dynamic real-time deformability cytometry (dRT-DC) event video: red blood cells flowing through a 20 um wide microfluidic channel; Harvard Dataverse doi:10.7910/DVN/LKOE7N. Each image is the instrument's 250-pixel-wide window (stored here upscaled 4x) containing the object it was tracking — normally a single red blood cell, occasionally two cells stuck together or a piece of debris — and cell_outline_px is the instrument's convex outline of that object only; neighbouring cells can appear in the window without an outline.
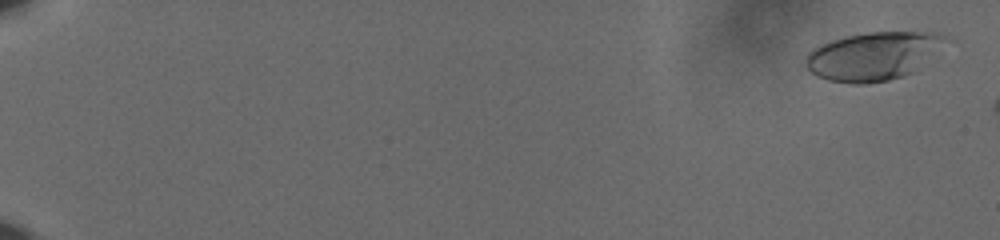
{"species": "human", "species_latin": "Homo sapiens", "temperature_condition": "cold", "stored_images_in_passage": 21, "camera_frame_rate_fps": 3000, "um_per_image_px": 0.085, "donor": {"sex": "male"}, "frame": {"image": 1, "passage_image": 2, "time_ms": 0.333, "image_size_px": [1000, 240], "cell_outline_px": [[956, 40], [912, 72], [904, 76], [888, 80], [868, 84], [852, 84], [828, 80], [812, 72], [804, 64], [804, 56], [812, 48], [820, 44], [832, 40], [848, 36], [868, 32], [940, 32]], "centroid_in_image_um": [74.33, 4.74], "position_along_channel_um": 10.7, "area_um2": 40.17}}
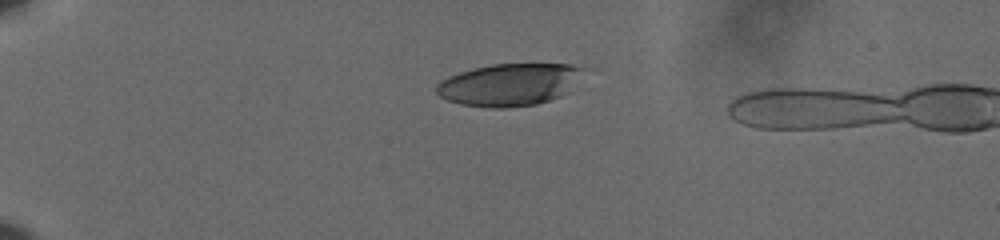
{"frame": {"image": 2, "passage_image": 17, "time_ms": 5.333, "image_size_px": [1000, 240], "cell_outline_px": [[596, 68], [568, 92], [560, 96], [536, 104], [504, 108], [488, 108], [460, 104], [448, 100], [440, 96], [436, 92], [436, 84], [440, 80], [448, 76], [472, 68], [492, 64], [568, 64]], "centroid_in_image_um": [43.43, 7.17], "position_along_channel_um": 41.6, "area_um2": 37.22}}